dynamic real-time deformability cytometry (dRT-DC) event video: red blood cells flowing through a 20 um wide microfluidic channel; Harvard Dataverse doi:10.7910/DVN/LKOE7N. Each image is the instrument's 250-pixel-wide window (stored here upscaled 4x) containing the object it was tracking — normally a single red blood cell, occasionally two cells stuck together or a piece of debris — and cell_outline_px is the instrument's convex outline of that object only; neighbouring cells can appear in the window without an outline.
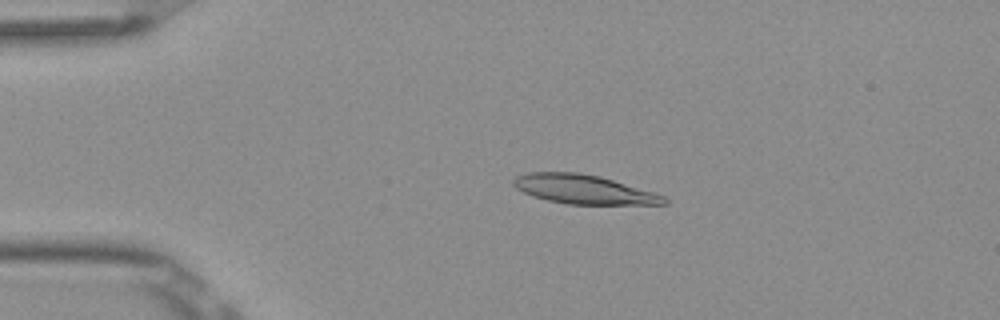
{"species": "Egyptian fruit bat (a non-hibernating species)", "species_latin": "Rousettus aegyptiacus", "temperature_condition": "room temperature", "stored_images_in_passage": 4, "camera_frame_rate_fps": 3000, "um_per_image_px": 0.085, "frame": {"image": 1, "passage_image": 3, "time_ms": 0.667, "image_size_px": [1000, 320], "cell_outline_px": [[668, 204], [568, 204], [548, 200], [532, 196], [516, 188], [512, 184], [512, 180], [516, 176], [524, 172], [580, 172], [600, 176], [656, 192], [664, 196], [668, 200]], "centroid_in_image_um": [49.61, 16.08], "position_along_channel_um": 35.4, "area_um2": 25.72}}